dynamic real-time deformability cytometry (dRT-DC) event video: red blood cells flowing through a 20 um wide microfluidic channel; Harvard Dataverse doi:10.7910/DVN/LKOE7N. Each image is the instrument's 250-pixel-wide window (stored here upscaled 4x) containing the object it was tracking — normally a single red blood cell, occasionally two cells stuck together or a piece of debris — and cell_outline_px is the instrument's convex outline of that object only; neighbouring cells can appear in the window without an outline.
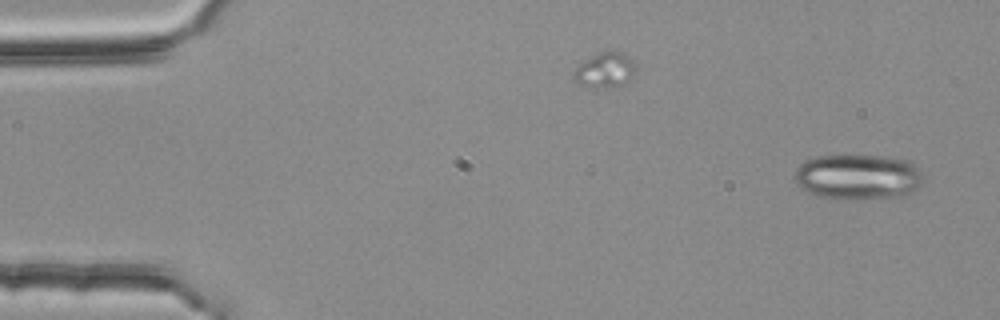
{"species": "common noctule bat (a hibernating species)", "species_latin": "Nyctalus noctula", "temperature_condition": "room temperature", "stored_images_in_passage": 2, "camera_frame_rate_fps": 3000, "um_per_image_px": 0.085, "animal": {"sex": "female", "body_mass_g": 25.1}, "frame": {"image": 1, "passage_image": 2, "time_ms": 0.333, "image_size_px": [1000, 320], "cell_outline_px": [[920, 184], [908, 196], [856, 200], [836, 200], [820, 196], [796, 184], [796, 168], [800, 164], [808, 160], [820, 156], [876, 156], [908, 160], [916, 164], [920, 172]], "centroid_in_image_um": [72.96, 15.06], "position_along_channel_um": 12.0, "area_um2": 33.87}}